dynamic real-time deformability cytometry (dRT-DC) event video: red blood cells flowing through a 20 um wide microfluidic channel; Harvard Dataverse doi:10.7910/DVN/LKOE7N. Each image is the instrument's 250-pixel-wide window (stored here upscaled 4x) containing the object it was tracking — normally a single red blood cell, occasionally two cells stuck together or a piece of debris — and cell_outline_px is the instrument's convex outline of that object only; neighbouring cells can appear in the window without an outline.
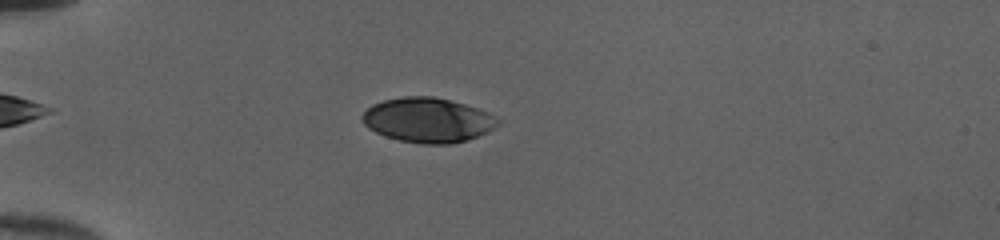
{"species": "human", "species_latin": "Homo sapiens", "temperature_condition": "cold", "stored_images_in_passage": 52, "camera_frame_rate_fps": 3000, "um_per_image_px": 0.085, "donor": {"sex": "female"}, "frame": {"image": 1, "passage_image": 16, "time_ms": 5.0, "image_size_px": [1000, 240], "cell_outline_px": [[500, 124], [488, 132], [464, 140], [448, 144], [424, 144], [400, 140], [384, 136], [368, 128], [360, 120], [360, 116], [372, 104], [384, 100], [404, 96], [432, 96], [464, 104], [488, 112], [496, 116], [500, 120]], "centroid_in_image_um": [36.34, 10.2], "position_along_channel_um": 48.7, "area_um2": 35.26}}
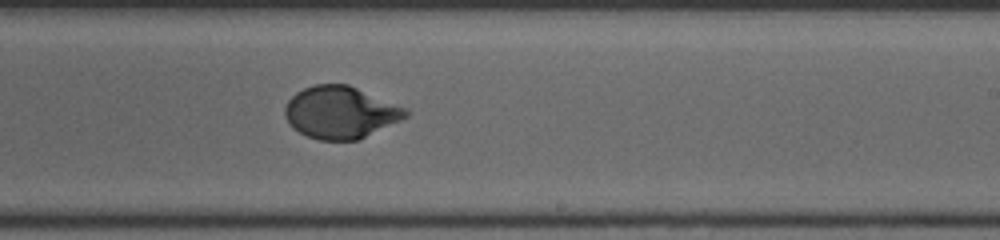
{"frame": {"image": 2, "passage_image": 34, "time_ms": 11.0, "image_size_px": [1000, 240], "cell_outline_px": [[408, 116], [360, 140], [320, 140], [308, 136], [292, 128], [288, 124], [284, 116], [284, 108], [288, 100], [296, 92], [304, 88], [316, 84], [348, 84], [408, 108]], "centroid_in_image_um": [28.93, 9.55], "position_along_channel_um": 260.1, "area_um2": 36.93}}
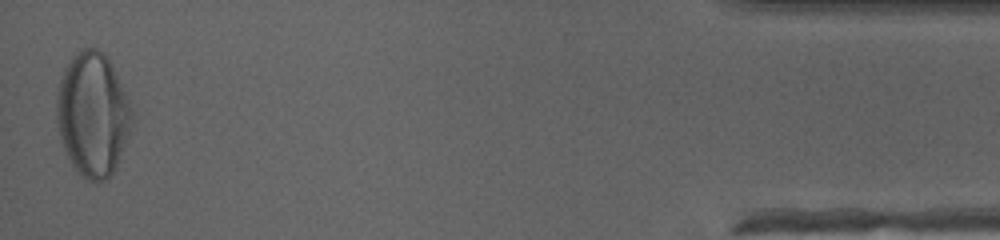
{"frame": {"image": 3, "passage_image": 52, "time_ms": 17.0, "image_size_px": [1000, 240], "cell_outline_px": [[132, 124], [128, 136], [116, 168], [104, 180], [96, 184], [88, 180], [72, 164], [60, 140], [56, 120], [56, 92], [60, 76], [68, 60], [76, 52], [84, 48], [96, 48], [112, 64], [128, 100], [132, 112]], "centroid_in_image_um": [7.85, 9.72], "position_along_channel_um": 427.3, "area_um2": 54.22}, "authors_computed_cell_mechanics": {"area_um2": 36.9053, "velocity_mm_per_s": 4.008, "shape_relaxation_time_tau1_ms": 4.0384, "shape_relaxation_time_tau2_ms": null, "deformation_change_tau1": 0.1996, "deformation_change_tau2": null}}